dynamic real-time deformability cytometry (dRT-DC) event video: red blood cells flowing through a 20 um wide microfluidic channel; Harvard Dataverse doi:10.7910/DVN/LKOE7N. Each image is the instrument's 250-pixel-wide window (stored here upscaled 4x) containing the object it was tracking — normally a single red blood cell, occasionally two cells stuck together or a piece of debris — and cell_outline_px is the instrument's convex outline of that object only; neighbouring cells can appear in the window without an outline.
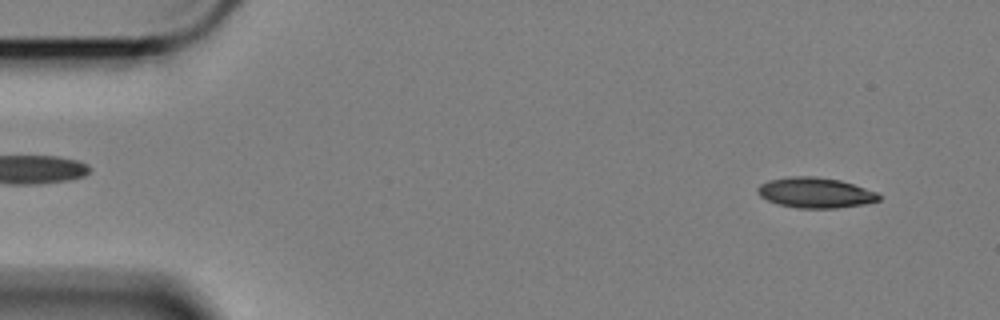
{"species": "Egyptian fruit bat (a non-hibernating species)", "species_latin": "Rousettus aegyptiacus", "temperature_condition": "cold", "stored_images_in_passage": 58, "camera_frame_rate_fps": 3000, "um_per_image_px": 0.085, "animal": {"sex": "female"}, "frame": {"image": 1, "passage_image": 4, "time_ms": 1.0, "image_size_px": [1000, 320], "cell_outline_px": [[880, 200], [864, 204], [836, 208], [796, 208], [780, 204], [768, 200], [760, 196], [756, 188], [760, 184], [772, 180], [796, 176], [812, 176], [840, 180], [876, 192], [880, 196]], "centroid_in_image_um": [69.31, 16.39], "position_along_channel_um": 15.7, "area_um2": 21.1}}
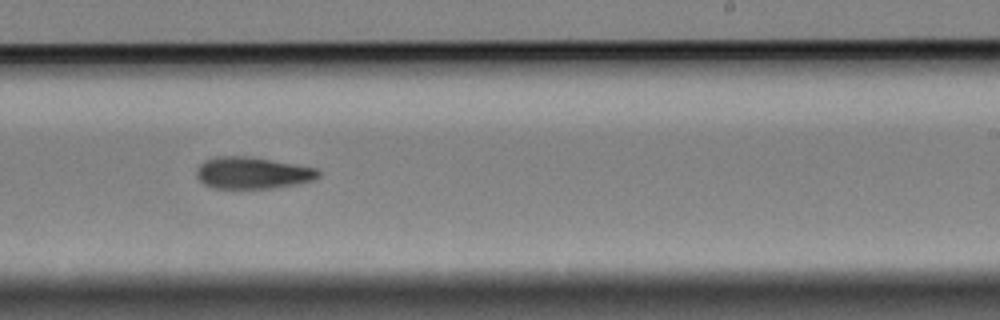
{"frame": {"image": 2, "passage_image": 35, "time_ms": 11.333, "image_size_px": [1000, 320], "cell_outline_px": [[320, 176], [312, 180], [296, 184], [272, 188], [212, 188], [204, 184], [196, 176], [196, 168], [204, 160], [216, 156], [244, 156], [316, 168], [320, 172]], "centroid_in_image_um": [21.4, 14.7], "position_along_channel_um": 267.6, "area_um2": 22.31}}
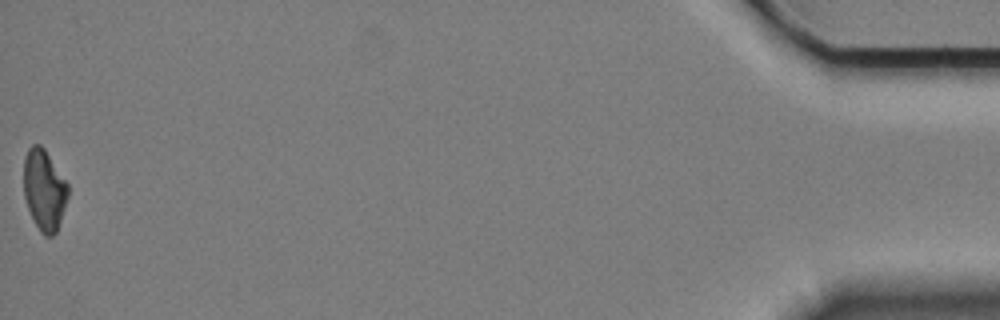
{"frame": {"image": 3, "passage_image": 58, "time_ms": 19.0, "image_size_px": [1000, 320], "cell_outline_px": [[68, 196], [56, 232], [52, 236], [44, 236], [40, 232], [28, 208], [24, 196], [24, 160], [28, 148], [32, 144], [40, 144], [44, 148], [68, 184]], "centroid_in_image_um": [3.75, 16.13], "position_along_channel_um": 431.5, "area_um2": 20.63}, "authors_computed_cell_mechanics": {"area_um2": 21.9929, "velocity_mm_per_s": 3.3869, "shape_relaxation_time_tau1_ms": 10.1768, "shape_relaxation_time_tau2_ms": null, "deformation_change_tau1": 0.1839, "deformation_change_tau2": null}}